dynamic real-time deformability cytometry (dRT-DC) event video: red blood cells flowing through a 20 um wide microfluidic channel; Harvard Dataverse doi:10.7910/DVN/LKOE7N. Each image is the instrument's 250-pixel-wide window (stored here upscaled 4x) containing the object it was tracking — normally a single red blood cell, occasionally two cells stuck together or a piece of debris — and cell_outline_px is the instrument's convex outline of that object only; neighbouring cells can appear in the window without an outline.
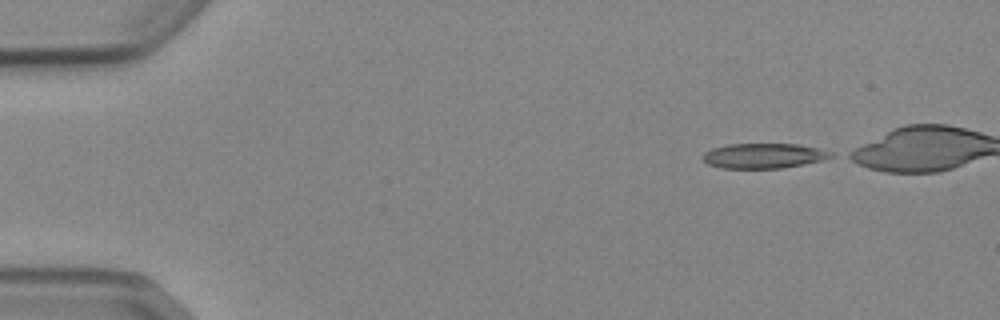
{"species": "Egyptian fruit bat (a non-hibernating species)", "species_latin": "Rousettus aegyptiacus", "temperature_condition": "cold", "stored_images_in_passage": 41, "camera_frame_rate_fps": 3000, "um_per_image_px": 0.085, "animal": {"sex": "female"}, "frame": {"image": 1, "passage_image": 1, "time_ms": 0.0, "image_size_px": [1000, 320], "cell_outline_px": [[836, 156], [804, 164], [780, 168], [720, 168], [708, 164], [700, 156], [704, 152], [712, 148], [728, 144], [800, 144], [820, 148], [836, 152]], "centroid_in_image_um": [64.94, 13.23], "position_along_channel_um": 20.1, "area_um2": 18.9}}
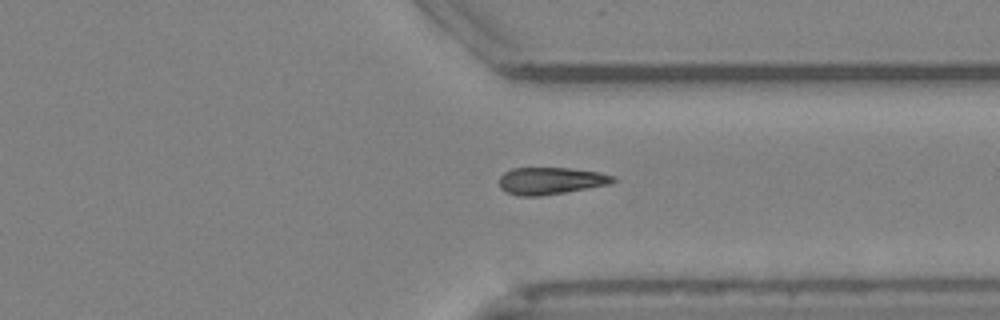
{"frame": {"image": 2, "passage_image": 35, "time_ms": 11.333, "image_size_px": [1000, 320], "cell_outline_px": [[616, 180], [608, 184], [564, 192], [540, 196], [516, 196], [500, 188], [500, 176], [504, 172], [512, 168], [568, 168], [600, 172], [616, 176]], "centroid_in_image_um": [46.79, 15.36], "position_along_channel_um": 364.6, "area_um2": 17.86}}
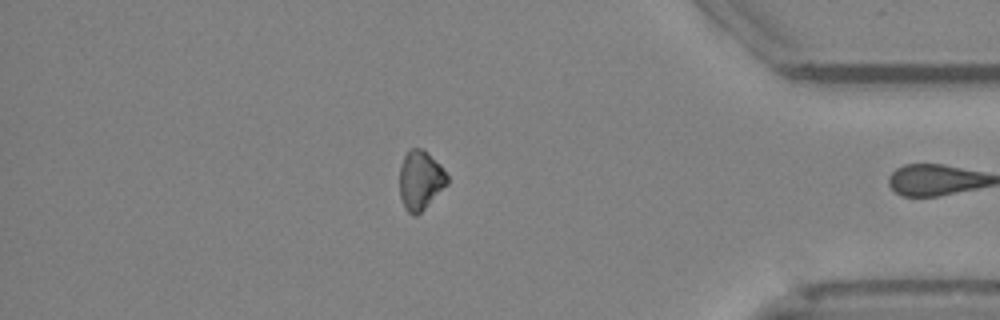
{"frame": {"image": 3, "passage_image": 40, "time_ms": 13.0, "image_size_px": [1000, 320], "cell_outline_px": [[448, 184], [416, 216], [412, 216], [404, 208], [400, 196], [400, 168], [404, 156], [412, 148], [420, 148], [440, 164], [448, 176]], "centroid_in_image_um": [35.73, 15.34], "position_along_channel_um": 399.5, "area_um2": 16.18}}